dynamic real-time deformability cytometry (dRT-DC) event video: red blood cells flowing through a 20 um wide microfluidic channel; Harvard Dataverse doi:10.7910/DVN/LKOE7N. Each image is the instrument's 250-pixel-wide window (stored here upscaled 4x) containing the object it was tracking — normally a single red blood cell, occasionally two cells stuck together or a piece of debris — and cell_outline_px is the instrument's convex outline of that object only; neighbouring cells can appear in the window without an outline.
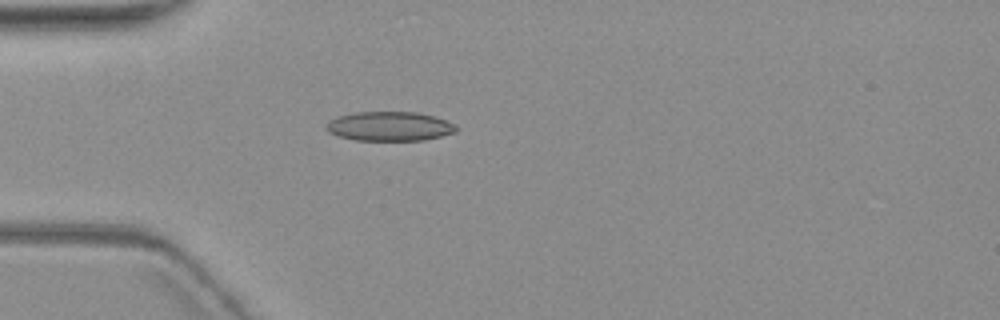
{"species": "common noctule bat (a hibernating species)", "species_latin": "Nyctalus noctula", "temperature_condition": "warm", "stored_images_in_passage": 4, "camera_frame_rate_fps": 3000, "um_per_image_px": 0.085, "animal": {"sex": "female", "body_mass_g": 19.3, "forearm_length_mm": 54.1}, "frame": {"image": 1, "passage_image": 4, "time_ms": 3.667, "image_size_px": [1000, 320], "cell_outline_px": [[460, 128], [456, 132], [424, 140], [356, 140], [336, 136], [328, 132], [324, 128], [324, 124], [328, 120], [336, 116], [356, 112], [416, 112], [432, 116], [444, 120]], "centroid_in_image_um": [33.03, 10.73], "position_along_channel_um": 52.0, "area_um2": 22.31}}